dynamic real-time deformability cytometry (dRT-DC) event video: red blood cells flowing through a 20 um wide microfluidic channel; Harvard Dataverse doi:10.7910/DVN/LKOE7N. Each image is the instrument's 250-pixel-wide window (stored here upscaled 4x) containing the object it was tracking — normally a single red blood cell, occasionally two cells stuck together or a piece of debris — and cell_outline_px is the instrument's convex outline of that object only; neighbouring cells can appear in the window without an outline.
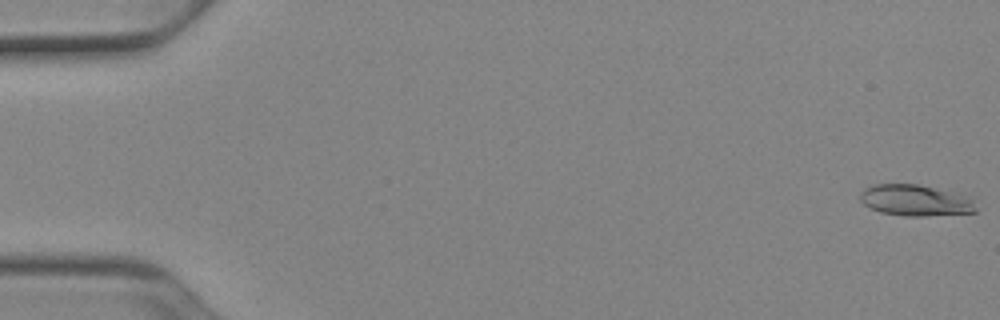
{"species": "Egyptian fruit bat (a non-hibernating species)", "species_latin": "Rousettus aegyptiacus", "temperature_condition": "cold", "stored_images_in_passage": 52, "camera_frame_rate_fps": 3000, "um_per_image_px": 0.085, "animal": {"sex": "female"}, "frame": {"image": 1, "passage_image": 1, "time_ms": 0.0, "image_size_px": [1000, 320], "cell_outline_px": [[976, 212], [924, 216], [904, 216], [880, 212], [864, 204], [860, 200], [860, 192], [864, 188], [876, 184], [920, 184], [972, 196], [976, 200]], "centroid_in_image_um": [77.87, 17.02], "position_along_channel_um": 7.1, "area_um2": 21.39}}
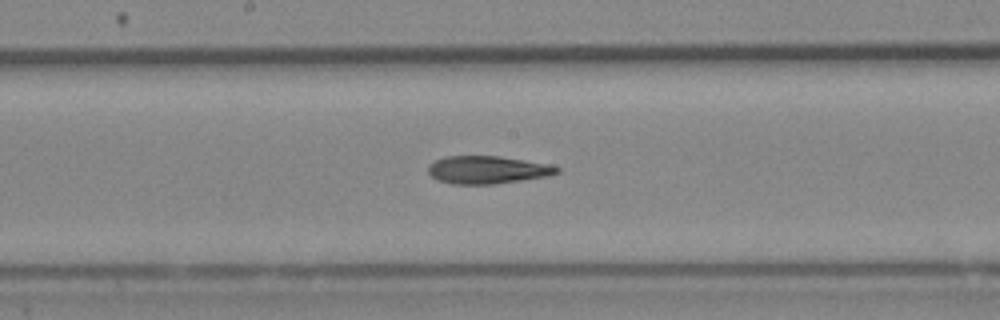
{"frame": {"image": 2, "passage_image": 28, "time_ms": 9.0, "image_size_px": [1000, 320], "cell_outline_px": [[560, 172], [548, 176], [496, 184], [452, 184], [436, 180], [428, 172], [428, 168], [436, 160], [444, 156], [500, 156], [548, 164], [560, 168]], "centroid_in_image_um": [41.43, 14.44], "position_along_channel_um": 206.8, "area_um2": 20.81}}
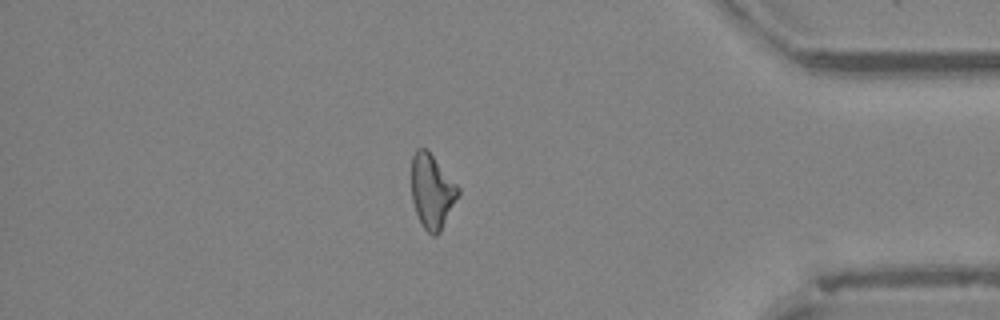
{"frame": {"image": 3, "passage_image": 45, "time_ms": 14.667, "image_size_px": [1000, 320], "cell_outline_px": [[460, 192], [440, 232], [436, 236], [432, 236], [424, 228], [416, 212], [412, 200], [412, 156], [416, 148], [428, 148], [460, 188]], "centroid_in_image_um": [36.72, 16.22], "position_along_channel_um": 398.5, "area_um2": 20.23}, "authors_computed_cell_mechanics": {"area_um2": 20.8369, "velocity_mm_per_s": 3.922, "shape_relaxation_time_tau1_ms": 10.7485, "shape_relaxation_time_tau2_ms": 3.5117, "deformation_change_tau1": 0.2416, "deformation_change_tau2": 0.1287}}